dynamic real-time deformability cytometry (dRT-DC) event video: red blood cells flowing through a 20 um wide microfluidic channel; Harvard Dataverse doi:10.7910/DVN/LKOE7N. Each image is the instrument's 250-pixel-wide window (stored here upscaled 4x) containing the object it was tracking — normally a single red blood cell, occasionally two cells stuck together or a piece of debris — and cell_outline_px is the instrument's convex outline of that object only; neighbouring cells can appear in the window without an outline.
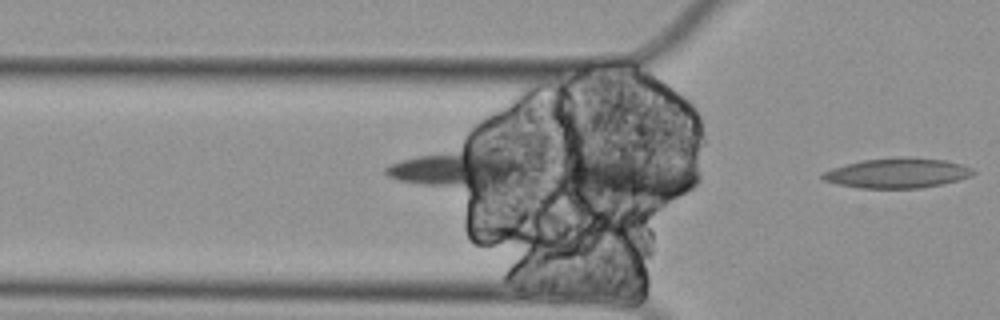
{"species": "Egyptian fruit bat (a non-hibernating species)", "species_latin": "Rousettus aegyptiacus", "temperature_condition": "cold", "stored_images_in_passage": 9, "camera_frame_rate_fps": 3000, "um_per_image_px": 0.085, "animal": {"sex": "female"}, "frame": {"image": 1, "passage_image": 9, "time_ms": 2.667, "image_size_px": [1000, 320], "cell_outline_px": [[976, 172], [972, 176], [944, 184], [920, 188], [860, 188], [836, 184], [824, 180], [820, 176], [824, 172], [832, 168], [864, 160], [904, 156], [944, 160], [960, 164], [972, 168]], "centroid_in_image_um": [76.3, 14.71], "position_along_channel_um": 49.5, "area_um2": 26.24}}